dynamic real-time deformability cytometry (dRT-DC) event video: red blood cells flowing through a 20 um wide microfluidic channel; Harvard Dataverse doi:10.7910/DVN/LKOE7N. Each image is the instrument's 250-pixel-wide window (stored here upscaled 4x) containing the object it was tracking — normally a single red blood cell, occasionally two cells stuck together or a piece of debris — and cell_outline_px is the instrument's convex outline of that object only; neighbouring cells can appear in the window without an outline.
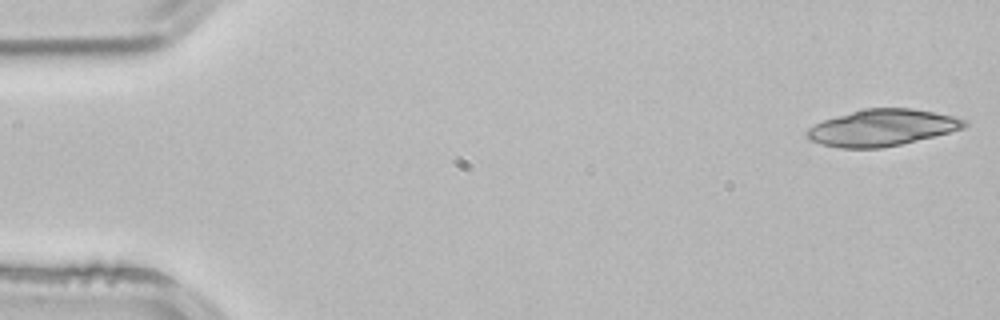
{"species": "common noctule bat (a hibernating species)", "species_latin": "Nyctalus noctula", "temperature_condition": "room temperature", "stored_images_in_passage": 20, "camera_frame_rate_fps": 3000, "um_per_image_px": 0.085, "animal": {"sex": "male", "body_mass_g": 21.5, "forearm_length_mm": 52.0}, "frame": {"image": 1, "passage_image": 1, "time_ms": 0.0, "image_size_px": [1000, 320], "cell_outline_px": [[968, 124], [964, 128], [900, 144], [880, 148], [840, 148], [820, 144], [808, 140], [804, 136], [804, 132], [808, 128], [824, 120], [852, 112], [868, 108], [912, 108], [952, 116], [968, 120]], "centroid_in_image_um": [74.93, 10.86], "position_along_channel_um": 10.1, "area_um2": 33.18}}